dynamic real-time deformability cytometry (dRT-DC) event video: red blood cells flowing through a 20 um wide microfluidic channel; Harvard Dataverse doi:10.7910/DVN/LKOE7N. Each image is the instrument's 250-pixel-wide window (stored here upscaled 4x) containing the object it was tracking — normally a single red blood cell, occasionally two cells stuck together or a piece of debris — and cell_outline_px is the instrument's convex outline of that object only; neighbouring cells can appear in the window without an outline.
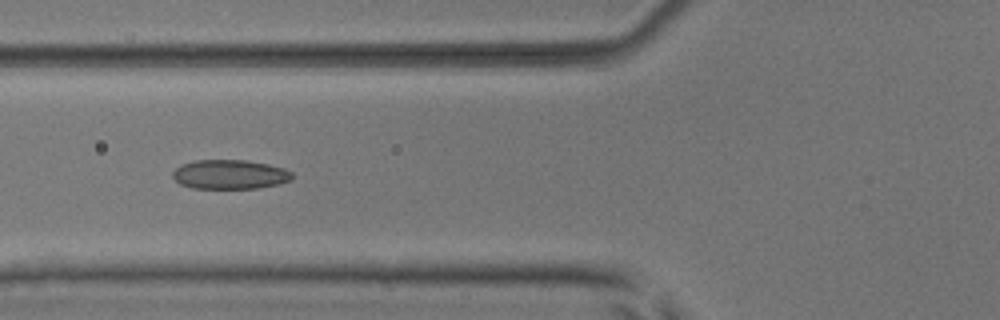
{"species": "common noctule bat (a hibernating species)", "species_latin": "Nyctalus noctula", "temperature_condition": "room temperature", "stored_images_in_passage": 8, "camera_frame_rate_fps": 3000, "um_per_image_px": 0.085, "animal": {"sex": "male", "body_mass_g": 17.9, "forearm_length_mm": 54.2}, "frame": {"image": 1, "passage_image": 6, "time_ms": 6.0, "image_size_px": [1000, 320], "cell_outline_px": [[292, 180], [280, 184], [256, 188], [192, 188], [180, 184], [172, 176], [172, 172], [180, 164], [196, 160], [244, 160], [268, 164], [284, 168], [292, 172]], "centroid_in_image_um": [19.54, 14.82], "position_along_channel_um": 106.3, "area_um2": 20.46}}
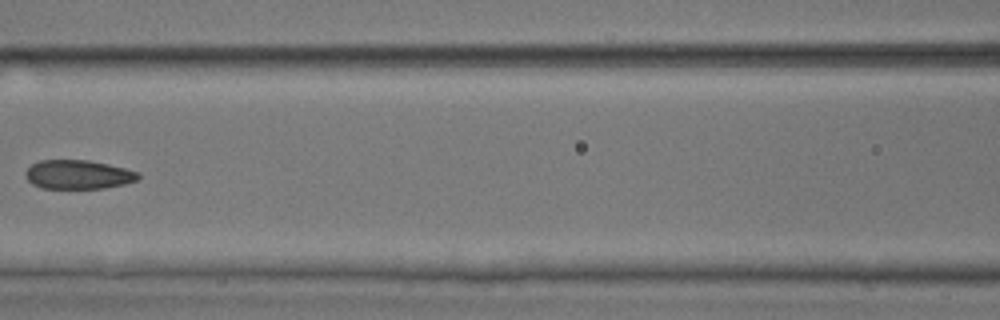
{"frame": {"image": 2, "passage_image": 7, "time_ms": 7.333, "image_size_px": [1000, 320], "cell_outline_px": [[140, 176], [136, 180], [124, 184], [104, 188], [40, 188], [32, 184], [24, 176], [24, 172], [32, 164], [40, 160], [88, 160], [108, 164], [140, 172]], "centroid_in_image_um": [6.62, 14.83], "position_along_channel_um": 160.0, "area_um2": 19.07}}
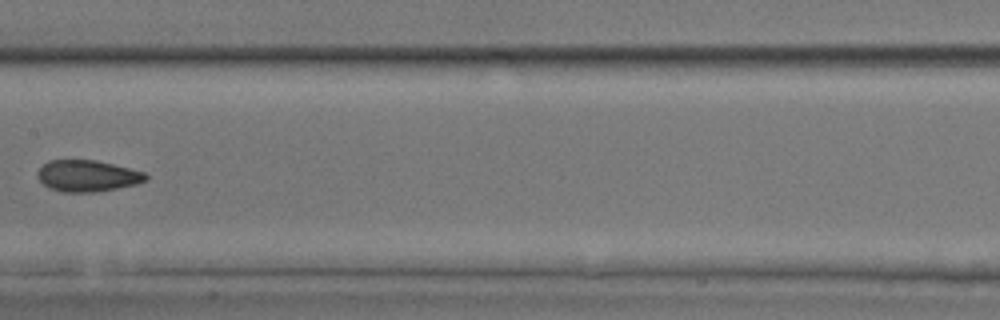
{"frame": {"image": 3, "passage_image": 8, "time_ms": 8.333, "image_size_px": [1000, 320], "cell_outline_px": [[148, 180], [136, 184], [116, 188], [92, 192], [64, 192], [48, 188], [36, 176], [36, 172], [48, 160], [96, 160], [144, 172], [148, 176]], "centroid_in_image_um": [7.41, 14.95], "position_along_channel_um": 200.0, "area_um2": 19.71}}